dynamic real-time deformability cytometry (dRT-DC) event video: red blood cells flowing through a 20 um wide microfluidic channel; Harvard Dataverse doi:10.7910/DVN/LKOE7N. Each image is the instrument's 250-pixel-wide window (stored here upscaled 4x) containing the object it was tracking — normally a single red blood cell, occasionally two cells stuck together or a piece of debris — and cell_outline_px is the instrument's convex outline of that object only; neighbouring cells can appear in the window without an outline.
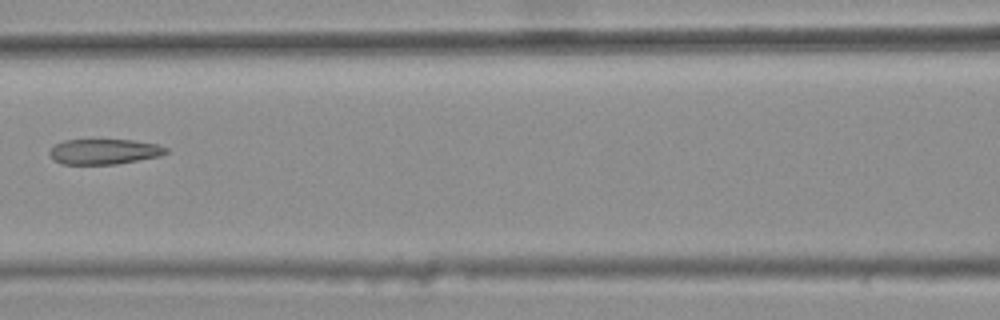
{"species": "common noctule bat (a hibernating species)", "species_latin": "Nyctalus noctula", "temperature_condition": "warm", "stored_images_in_passage": 7, "camera_frame_rate_fps": 3000, "um_per_image_px": 0.085, "animal": {"sex": "female", "body_mass_g": 25.1}, "frame": {"image": 1, "passage_image": 6, "time_ms": 1.667, "image_size_px": [1000, 320], "cell_outline_px": [[168, 152], [160, 156], [116, 164], [60, 164], [52, 160], [48, 152], [56, 144], [64, 140], [132, 140], [160, 144], [168, 148]], "centroid_in_image_um": [8.86, 12.89], "position_along_channel_um": 157.7, "area_um2": 17.28}}
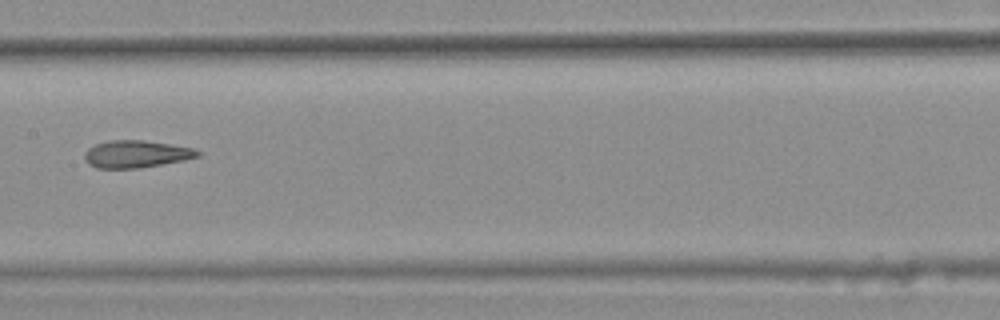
{"frame": {"image": 2, "passage_image": 7, "time_ms": 2.0, "image_size_px": [1000, 320], "cell_outline_px": [[200, 156], [184, 160], [136, 168], [96, 168], [88, 164], [84, 156], [84, 152], [88, 148], [96, 144], [108, 140], [144, 140], [192, 148], [200, 152]], "centroid_in_image_um": [11.53, 13.09], "position_along_channel_um": 195.9, "area_um2": 17.8}}